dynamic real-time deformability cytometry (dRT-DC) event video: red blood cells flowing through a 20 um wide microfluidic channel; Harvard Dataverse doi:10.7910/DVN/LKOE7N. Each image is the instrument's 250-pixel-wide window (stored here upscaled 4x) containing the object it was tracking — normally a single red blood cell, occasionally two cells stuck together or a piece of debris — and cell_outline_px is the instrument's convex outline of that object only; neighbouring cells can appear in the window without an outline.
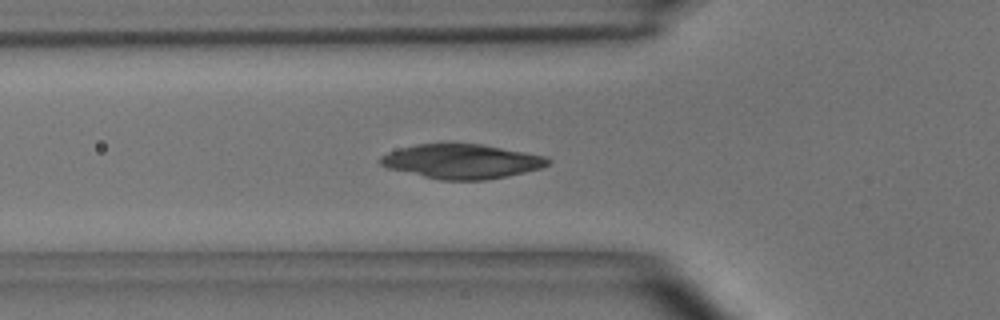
{"species": "common noctule bat (a hibernating species)", "species_latin": "Nyctalus noctula", "temperature_condition": "room temperature", "stored_images_in_passage": 35, "camera_frame_rate_fps": 3000, "um_per_image_px": 0.085, "animal": {"sex": "male", "body_mass_g": 15.6}, "frame": {"image": 1, "passage_image": 3, "time_ms": 0.667, "image_size_px": [1000, 320], "cell_outline_px": [[552, 160], [548, 164], [540, 168], [508, 176], [484, 180], [440, 180], [388, 168], [380, 164], [380, 156], [388, 152], [400, 148], [416, 144], [484, 144], [548, 156]], "centroid_in_image_um": [39.28, 13.71], "position_along_channel_um": 86.5, "area_um2": 33.64}}
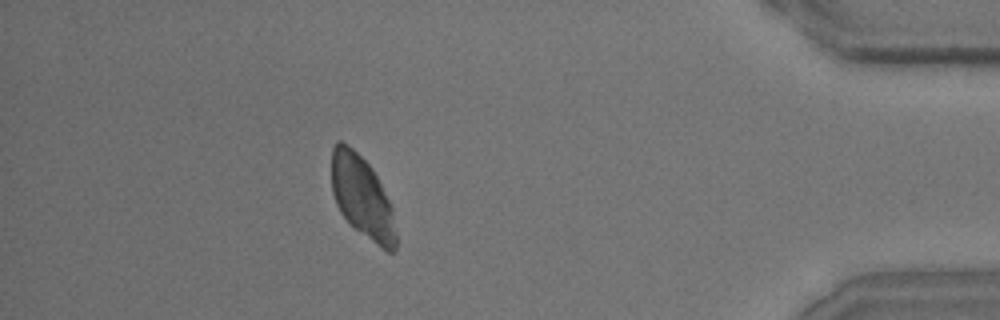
{"frame": {"image": 2, "passage_image": 30, "time_ms": 9.667, "image_size_px": [1000, 320], "cell_outline_px": [[396, 248], [392, 252], [388, 252], [356, 228], [340, 212], [336, 204], [332, 192], [332, 148], [336, 140], [340, 140], [348, 144], [372, 168], [392, 208], [396, 236]], "centroid_in_image_um": [30.76, 16.71], "position_along_channel_um": 404.4, "area_um2": 30.11}}